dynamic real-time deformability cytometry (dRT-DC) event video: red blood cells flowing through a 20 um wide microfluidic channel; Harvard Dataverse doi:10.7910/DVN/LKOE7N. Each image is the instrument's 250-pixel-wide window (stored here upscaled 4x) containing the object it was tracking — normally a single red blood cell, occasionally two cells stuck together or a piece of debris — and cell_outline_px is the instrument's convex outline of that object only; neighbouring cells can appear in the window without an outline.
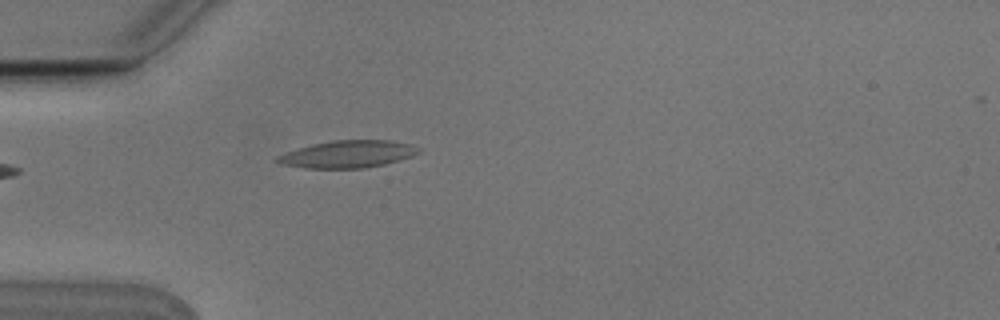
{"species": "Egyptian fruit bat (a non-hibernating species)", "species_latin": "Rousettus aegyptiacus", "temperature_condition": "cold", "stored_images_in_passage": 2, "camera_frame_rate_fps": 3000, "um_per_image_px": 0.085, "animal": {"sex": "male"}, "frame": {"image": 1, "passage_image": 2, "time_ms": 0.333, "image_size_px": [1000, 320], "cell_outline_px": [[420, 152], [412, 156], [400, 160], [384, 164], [364, 168], [304, 168], [280, 164], [272, 160], [276, 156], [312, 144], [332, 140], [388, 140], [408, 144], [420, 148]], "centroid_in_image_um": [29.53, 13.11], "position_along_channel_um": 55.5, "area_um2": 22.37}}